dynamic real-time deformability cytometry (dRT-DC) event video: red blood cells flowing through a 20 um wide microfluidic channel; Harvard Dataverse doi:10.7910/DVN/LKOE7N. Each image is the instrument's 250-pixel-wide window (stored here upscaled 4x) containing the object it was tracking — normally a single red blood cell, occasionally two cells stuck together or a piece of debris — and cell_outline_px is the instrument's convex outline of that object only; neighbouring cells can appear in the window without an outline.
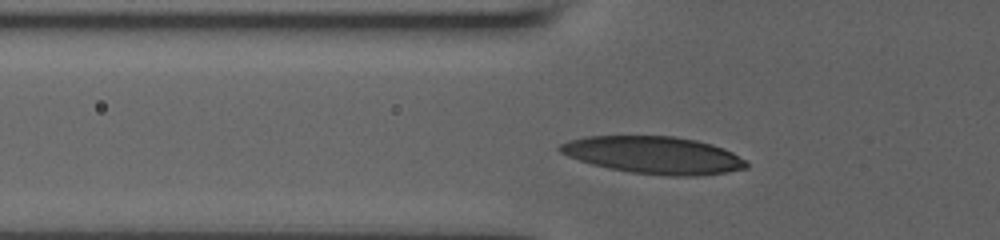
{"species": "human", "species_latin": "Homo sapiens", "temperature_condition": "room temperature", "stored_images_in_passage": 36, "camera_frame_rate_fps": 3000, "um_per_image_px": 0.085, "donor": {"sex": "male"}, "frame": {"image": 1, "passage_image": 9, "time_ms": 2.667, "image_size_px": [1000, 240], "cell_outline_px": [[748, 168], [728, 172], [696, 176], [668, 176], [632, 172], [608, 168], [592, 164], [568, 156], [560, 152], [556, 148], [560, 144], [568, 140], [588, 136], [672, 136], [696, 140], [712, 144], [724, 148], [732, 152], [744, 160], [748, 164]], "centroid_in_image_um": [55.57, 13.18], "position_along_channel_um": 70.2, "area_um2": 40.52}}
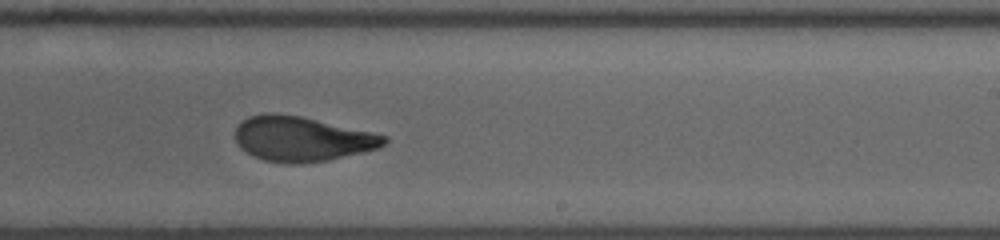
{"frame": {"image": 2, "passage_image": 24, "time_ms": 7.667, "image_size_px": [1000, 240], "cell_outline_px": [[388, 140], [384, 144], [376, 148], [364, 152], [328, 160], [296, 164], [284, 164], [264, 160], [252, 156], [240, 148], [236, 144], [236, 128], [240, 120], [248, 116], [268, 112], [272, 112], [300, 116], [372, 132], [388, 136]], "centroid_in_image_um": [25.61, 11.8], "position_along_channel_um": 263.4, "area_um2": 39.13}}
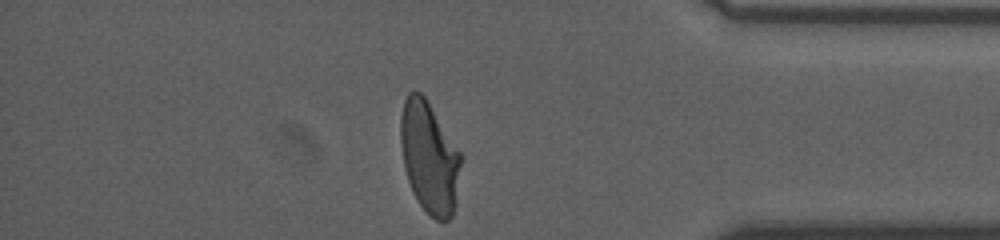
{"frame": {"image": 3, "passage_image": 36, "time_ms": 11.667, "image_size_px": [1000, 240], "cell_outline_px": [[464, 156], [456, 204], [452, 216], [448, 220], [436, 220], [420, 204], [412, 192], [404, 168], [400, 140], [400, 116], [404, 100], [408, 92], [412, 88], [420, 92], [424, 96]], "centroid_in_image_um": [36.52, 13.36], "position_along_channel_um": 398.7, "area_um2": 39.82}, "authors_computed_cell_mechanics": {"area_um2": 38.9861, "velocity_mm_per_s": 3.9149, "shape_relaxation_time_tau1_ms": 8.0364, "shape_relaxation_time_tau2_ms": 1.2011, "deformation_change_tau1": 0.2636, "deformation_change_tau2": 0.0795}}